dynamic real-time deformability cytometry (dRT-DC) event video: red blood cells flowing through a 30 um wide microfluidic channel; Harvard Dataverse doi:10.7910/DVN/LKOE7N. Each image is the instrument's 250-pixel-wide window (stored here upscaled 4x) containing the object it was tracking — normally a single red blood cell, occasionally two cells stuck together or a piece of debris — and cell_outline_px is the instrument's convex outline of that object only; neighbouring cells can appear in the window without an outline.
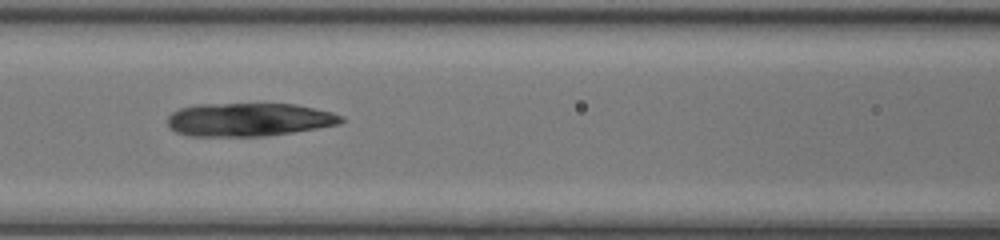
{"species": "common noctule bat (a hibernating species)", "species_latin": "Nyctalus noctula", "temperature_condition": "room temperature", "stored_images_in_passage": 34, "camera_frame_rate_fps": 3000, "um_per_image_px": 0.085, "animal": {"sex": "female", "body_mass_g": 17.0, "forearm_length_mm": 48.0}, "frame": {"image": 1, "passage_image": 6, "time_ms": 1.667, "image_size_px": [1000, 240], "cell_outline_px": [[344, 120], [340, 124], [292, 132], [260, 136], [188, 136], [176, 132], [168, 128], [168, 116], [172, 112], [180, 108], [196, 104], [296, 104], [332, 112], [344, 116]], "centroid_in_image_um": [21.13, 10.16], "position_along_channel_um": 145.5, "area_um2": 33.76}}
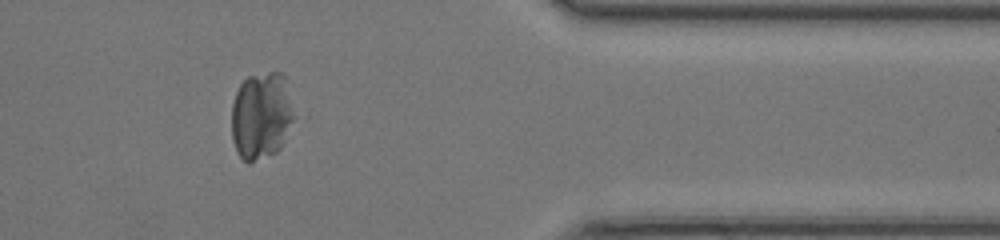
{"frame": {"image": 2, "passage_image": 25, "time_ms": 8.0, "image_size_px": [1000, 240], "cell_outline_px": [[296, 116], [280, 148], [276, 152], [248, 164], [240, 156], [232, 140], [232, 104], [236, 92], [240, 84], [248, 76], [268, 72], [280, 72], [288, 80]], "centroid_in_image_um": [22.25, 9.8], "position_along_channel_um": 389.2, "area_um2": 32.37}}